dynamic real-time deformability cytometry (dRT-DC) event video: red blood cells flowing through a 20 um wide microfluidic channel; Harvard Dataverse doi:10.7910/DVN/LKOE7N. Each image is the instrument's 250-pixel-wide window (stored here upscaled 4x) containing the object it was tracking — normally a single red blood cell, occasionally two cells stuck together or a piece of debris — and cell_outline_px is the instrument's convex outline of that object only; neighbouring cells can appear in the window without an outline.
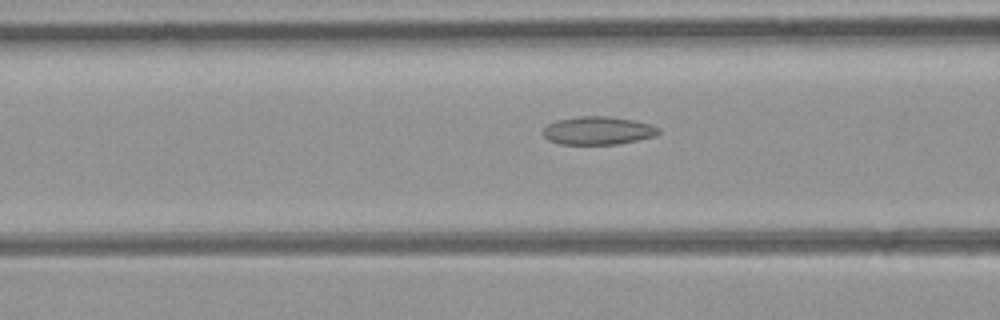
{"species": "common noctule bat (a hibernating species)", "species_latin": "Nyctalus noctula", "temperature_condition": "room temperature", "stored_images_in_passage": 38, "camera_frame_rate_fps": 3000, "um_per_image_px": 0.085, "animal": {"sex": "female", "body_mass_g": 21.9}, "frame": {"image": 1, "passage_image": 15, "time_ms": 4.667, "image_size_px": [1000, 320], "cell_outline_px": [[660, 132], [656, 136], [616, 144], [560, 144], [548, 140], [540, 132], [548, 124], [556, 120], [580, 116], [608, 116], [632, 120], [648, 124], [660, 128]], "centroid_in_image_um": [50.79, 11.1], "position_along_channel_um": 115.8, "area_um2": 18.9}}
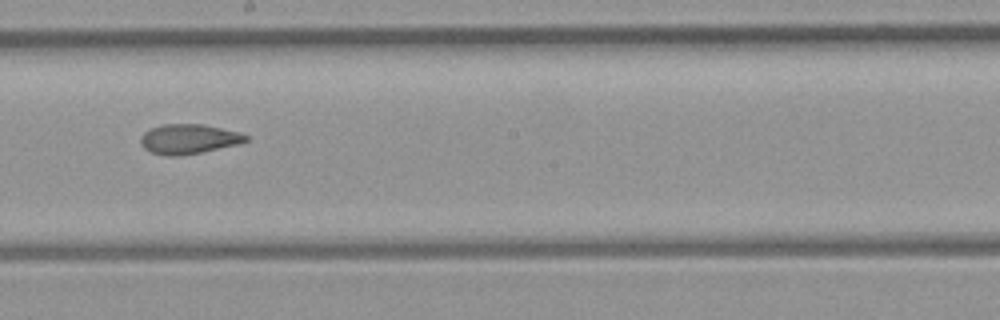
{"frame": {"image": 2, "passage_image": 23, "time_ms": 7.333, "image_size_px": [1000, 320], "cell_outline_px": [[248, 140], [236, 144], [200, 152], [180, 156], [168, 156], [152, 152], [144, 148], [140, 144], [140, 136], [148, 128], [160, 124], [204, 124], [240, 132], [248, 136]], "centroid_in_image_um": [15.98, 11.8], "position_along_channel_um": 232.2, "area_um2": 18.26}}
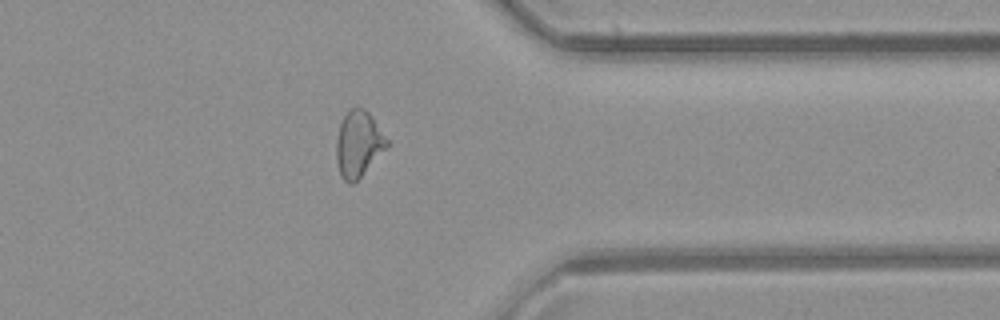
{"frame": {"image": 3, "passage_image": 34, "time_ms": 11.0, "image_size_px": [1000, 320], "cell_outline_px": [[388, 144], [360, 176], [352, 184], [348, 184], [340, 176], [336, 160], [336, 140], [340, 124], [348, 108], [364, 108], [368, 112], [388, 140]], "centroid_in_image_um": [30.41, 12.22], "position_along_channel_um": 381.0, "area_um2": 18.96}, "authors_computed_cell_mechanics": {"area_um2": 18.8139, "velocity_mm_per_s": 4.3527, "shape_relaxation_time_tau1_ms": null, "shape_relaxation_time_tau2_ms": 3.0848, "deformation_change_tau1": null, "deformation_change_tau2": 0.1108}}